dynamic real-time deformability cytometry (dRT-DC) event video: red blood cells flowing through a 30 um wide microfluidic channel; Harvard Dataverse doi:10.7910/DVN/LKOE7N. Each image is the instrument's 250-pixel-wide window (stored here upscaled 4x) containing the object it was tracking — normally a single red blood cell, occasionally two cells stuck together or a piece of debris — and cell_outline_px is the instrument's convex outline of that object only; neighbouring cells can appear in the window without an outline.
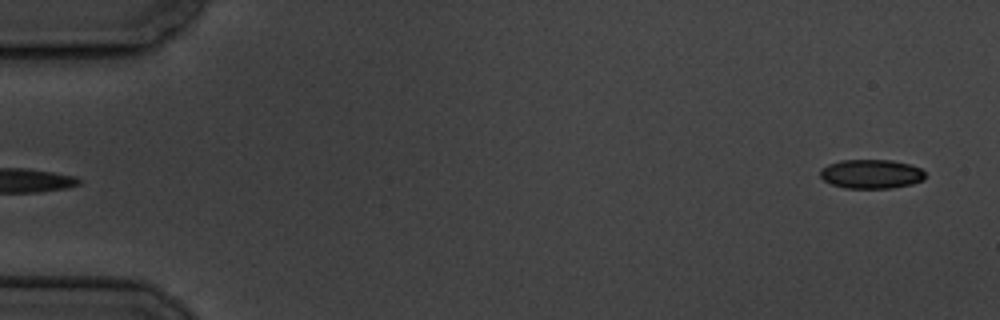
{"species": "common noctule bat (a hibernating species)", "species_latin": "Nyctalus noctula", "temperature_condition": "cold", "stored_images_in_passage": 6, "segment_of_instrument_passage": [2, 2], "camera_frame_rate_fps": 3000, "um_per_image_px": 0.085, "animal": {"sex": "male", "body_mass_g": 19.5, "forearm_length_mm": 54.6}, "frame": {"image": 1, "passage_image": 6, "time_ms": 6.667, "image_size_px": [1000, 320], "cell_outline_px": [[924, 180], [912, 184], [892, 188], [844, 188], [832, 184], [824, 180], [820, 176], [820, 168], [828, 164], [840, 160], [892, 160], [908, 164], [920, 168], [924, 172]], "centroid_in_image_um": [74.04, 14.79], "position_along_channel_um": 11.0, "area_um2": 17.86}}